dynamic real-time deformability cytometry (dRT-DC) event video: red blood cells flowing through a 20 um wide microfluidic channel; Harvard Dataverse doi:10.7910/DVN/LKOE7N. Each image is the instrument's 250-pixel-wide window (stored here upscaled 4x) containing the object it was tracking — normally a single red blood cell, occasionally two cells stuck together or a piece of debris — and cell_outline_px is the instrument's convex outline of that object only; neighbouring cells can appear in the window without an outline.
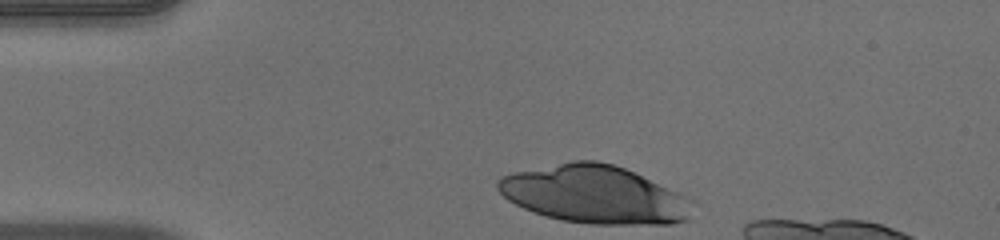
{"species": "human", "species_latin": "Homo sapiens", "temperature_condition": "warm", "stored_images_in_passage": 33, "camera_frame_rate_fps": 3000, "um_per_image_px": 0.085, "donor": {"sex": "male"}, "frame": {"image": 1, "passage_image": 1, "time_ms": 0.0, "image_size_px": [1000, 240], "cell_outline_px": [[692, 200], [688, 220], [672, 224], [588, 224], [560, 220], [544, 216], [524, 208], [508, 200], [496, 188], [496, 180], [500, 176], [516, 172], [572, 160], [596, 160], [612, 164], [624, 168]], "centroid_in_image_um": [50.47, 16.54], "position_along_channel_um": 34.5, "area_um2": 65.14}}